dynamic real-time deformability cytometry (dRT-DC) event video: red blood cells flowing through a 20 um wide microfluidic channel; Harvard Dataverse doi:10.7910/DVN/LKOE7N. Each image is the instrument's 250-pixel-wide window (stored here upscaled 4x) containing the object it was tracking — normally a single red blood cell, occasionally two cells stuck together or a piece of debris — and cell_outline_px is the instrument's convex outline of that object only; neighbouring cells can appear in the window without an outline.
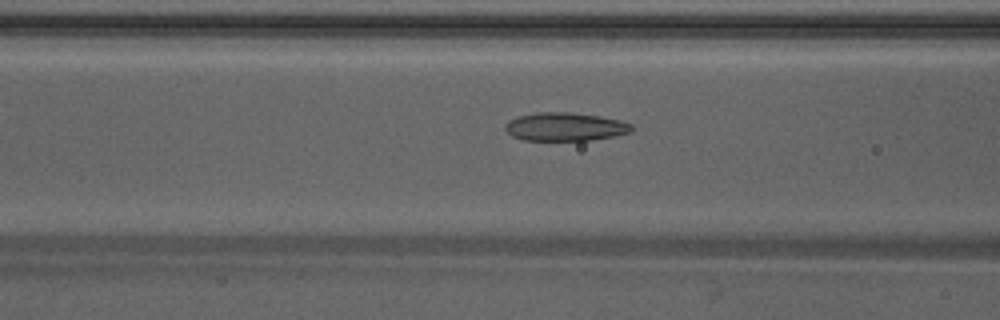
{"species": "Egyptian fruit bat (a non-hibernating species)", "species_latin": "Rousettus aegyptiacus", "temperature_condition": "warm", "stored_images_in_passage": 44, "camera_frame_rate_fps": 3000, "um_per_image_px": 0.085, "animal": {"sex": "male"}, "frame": {"image": 1, "passage_image": 15, "time_ms": 4.667, "image_size_px": [1000, 320], "cell_outline_px": [[632, 132], [592, 140], [524, 140], [512, 136], [504, 128], [504, 124], [508, 120], [516, 116], [536, 112], [572, 112], [600, 116], [620, 120], [632, 124]], "centroid_in_image_um": [48.01, 10.76], "position_along_channel_um": 118.6, "area_um2": 21.04}}
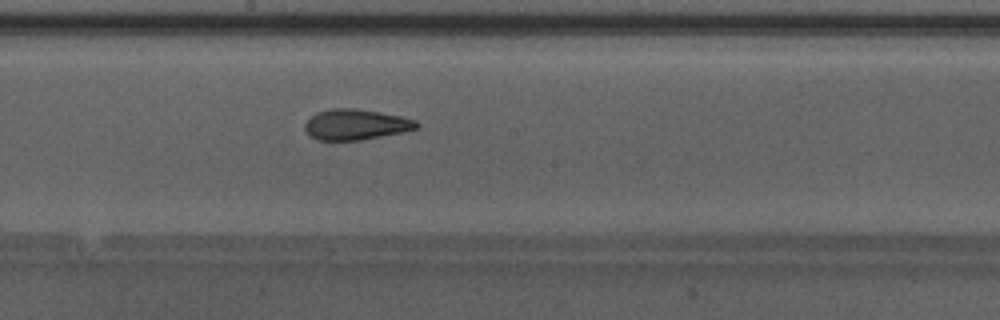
{"frame": {"image": 2, "passage_image": 22, "time_ms": 7.0, "image_size_px": [1000, 320], "cell_outline_px": [[420, 124], [416, 128], [404, 132], [360, 140], [316, 140], [308, 136], [304, 128], [304, 124], [316, 112], [332, 108], [352, 108], [380, 112], [400, 116], [416, 120]], "centroid_in_image_um": [30.22, 10.59], "position_along_channel_um": 218.0, "area_um2": 20.0}}
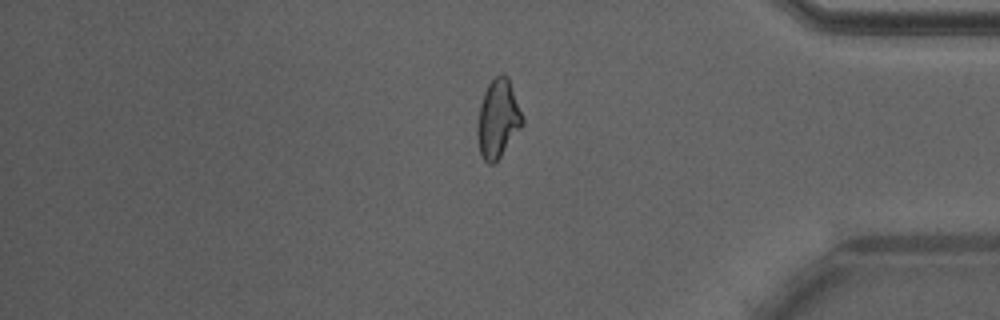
{"frame": {"image": 3, "passage_image": 36, "time_ms": 11.667, "image_size_px": [1000, 320], "cell_outline_px": [[524, 124], [500, 156], [492, 164], [488, 164], [484, 160], [480, 152], [476, 136], [476, 132], [480, 104], [484, 92], [488, 84], [500, 72], [504, 72], [508, 76], [524, 116]], "centroid_in_image_um": [42.34, 10.05], "position_along_channel_um": 392.9, "area_um2": 20.75}, "authors_computed_cell_mechanics": {"area_um2": 20.6057, "velocity_mm_per_s": 4.2628, "shape_relaxation_time_tau1_ms": null, "shape_relaxation_time_tau2_ms": 1.6424, "deformation_change_tau1": null, "deformation_change_tau2": 0.1021}}